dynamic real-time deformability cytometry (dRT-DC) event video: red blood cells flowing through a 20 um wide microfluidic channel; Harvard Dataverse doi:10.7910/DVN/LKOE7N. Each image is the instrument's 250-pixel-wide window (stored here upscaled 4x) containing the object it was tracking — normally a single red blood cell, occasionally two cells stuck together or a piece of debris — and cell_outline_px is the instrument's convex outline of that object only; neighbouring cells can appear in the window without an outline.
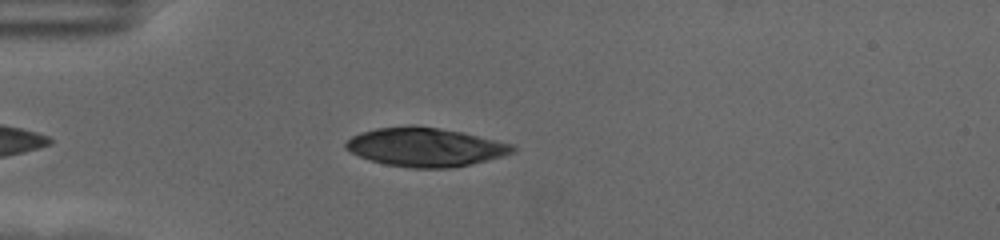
{"species": "human", "species_latin": "Homo sapiens", "temperature_condition": "cold", "stored_images_in_passage": 42, "camera_frame_rate_fps": 3000, "um_per_image_px": 0.085, "donor": {"sex": "female"}, "frame": {"image": 1, "passage_image": 5, "time_ms": 1.333, "image_size_px": [1000, 240], "cell_outline_px": [[516, 152], [504, 156], [472, 164], [448, 168], [412, 168], [384, 164], [360, 156], [344, 148], [344, 144], [352, 136], [360, 132], [376, 128], [412, 124], [416, 124], [440, 128], [460, 132], [512, 144], [516, 148]], "centroid_in_image_um": [36.15, 12.49], "position_along_channel_um": 48.9, "area_um2": 37.8}}
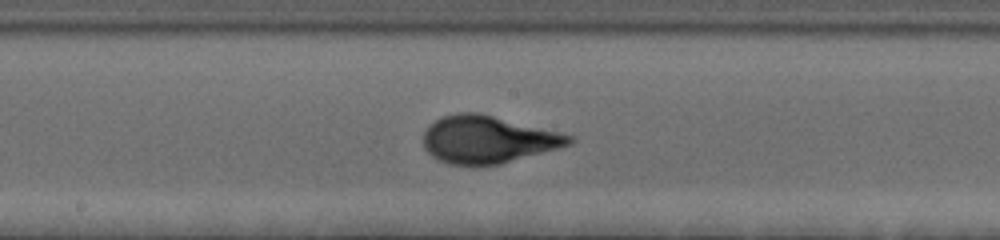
{"frame": {"image": 2, "passage_image": 20, "time_ms": 6.333, "image_size_px": [1000, 240], "cell_outline_px": [[576, 140], [572, 144], [500, 164], [472, 168], [448, 164], [436, 160], [424, 148], [424, 132], [436, 120], [444, 116], [456, 112], [480, 112], [560, 132], [572, 136]], "centroid_in_image_um": [41.45, 11.88], "position_along_channel_um": 206.7, "area_um2": 40.81}}
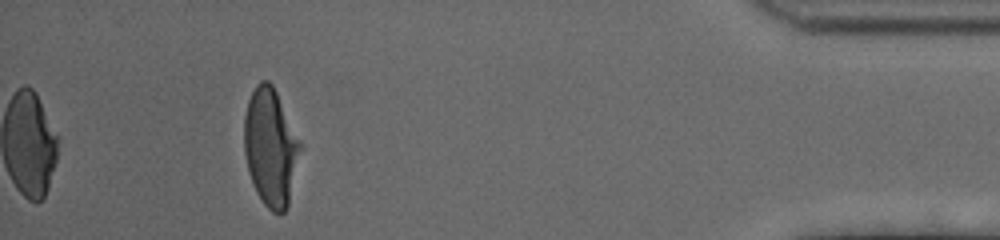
{"frame": {"image": 3, "passage_image": 42, "time_ms": 13.667, "image_size_px": [1000, 240], "cell_outline_px": [[300, 148], [288, 204], [284, 212], [280, 216], [272, 212], [264, 204], [256, 192], [248, 172], [244, 152], [244, 116], [248, 100], [256, 84], [260, 80], [268, 80], [272, 84], [300, 140]], "centroid_in_image_um": [22.96, 12.51], "position_along_channel_um": 412.2, "area_um2": 38.03}, "authors_computed_cell_mechanics": {"area_um2": 39.015, "velocity_mm_per_s": 3.5196, "shape_relaxation_time_tau1_ms": 3.201, "shape_relaxation_time_tau2_ms": null, "deformation_change_tau1": 0.1967, "deformation_change_tau2": null}}